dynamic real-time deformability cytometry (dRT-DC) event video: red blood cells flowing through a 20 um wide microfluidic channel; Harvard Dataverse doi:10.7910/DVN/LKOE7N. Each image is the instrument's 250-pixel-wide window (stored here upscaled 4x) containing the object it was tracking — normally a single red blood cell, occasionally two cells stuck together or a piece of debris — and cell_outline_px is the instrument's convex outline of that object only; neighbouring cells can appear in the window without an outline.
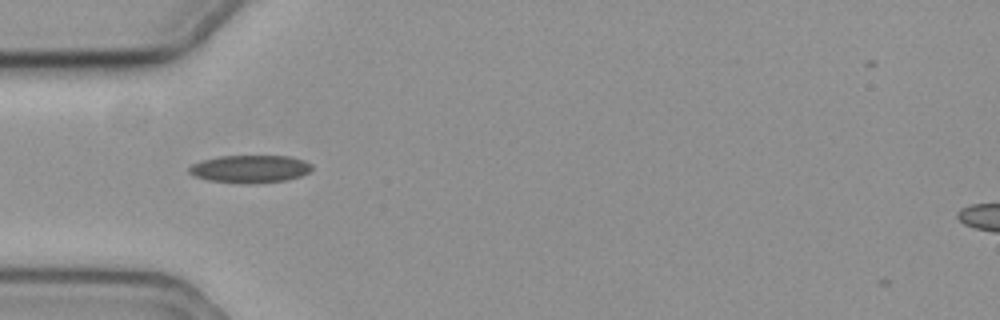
{"species": "common noctule bat (a hibernating species)", "species_latin": "Nyctalus noctula", "temperature_condition": "cold", "stored_images_in_passage": 37, "camera_frame_rate_fps": 3000, "um_per_image_px": 0.085, "animal": {"sex": "female", "body_mass_g": 19.3, "forearm_length_mm": 54.1}, "frame": {"image": 1, "passage_image": 2, "time_ms": 0.333, "image_size_px": [1000, 320], "cell_outline_px": [[312, 168], [308, 172], [300, 176], [284, 180], [252, 184], [244, 184], [208, 180], [196, 176], [188, 172], [188, 168], [192, 164], [200, 160], [220, 156], [288, 156], [304, 160], [312, 164]], "centroid_in_image_um": [21.23, 14.36], "position_along_channel_um": 63.8, "area_um2": 19.83}}
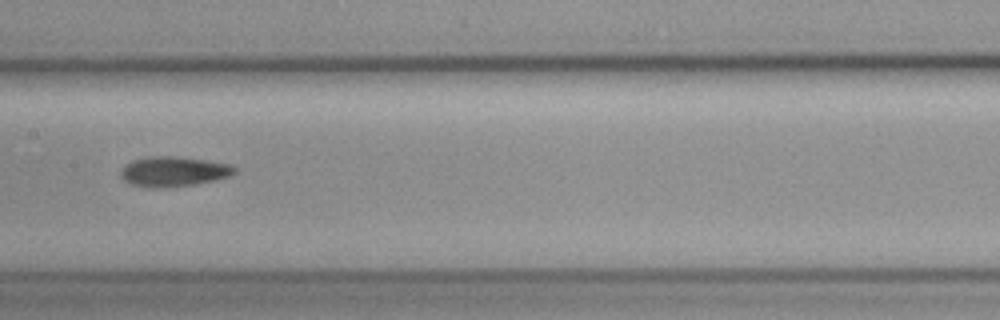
{"frame": {"image": 2, "passage_image": 13, "time_ms": 4.0, "image_size_px": [1000, 320], "cell_outline_px": [[236, 172], [232, 176], [216, 180], [192, 184], [160, 188], [144, 188], [132, 184], [124, 180], [120, 176], [120, 172], [124, 164], [132, 160], [148, 156], [180, 156], [232, 164], [236, 168]], "centroid_in_image_um": [14.75, 14.57], "position_along_channel_um": 192.6, "area_um2": 20.23}}
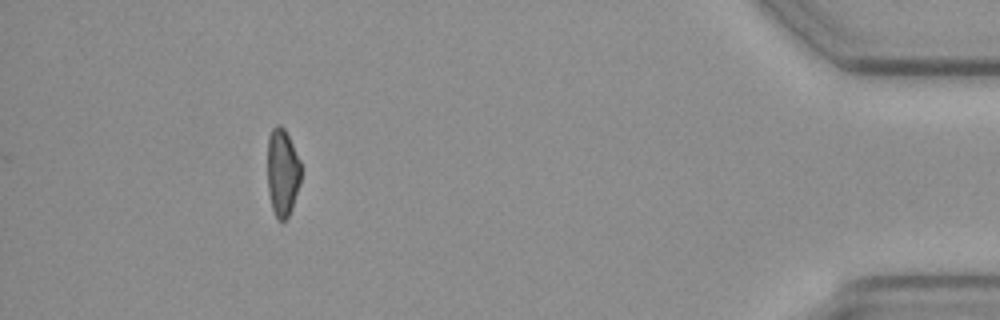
{"frame": {"image": 3, "passage_image": 37, "time_ms": 12.0, "image_size_px": [1000, 320], "cell_outline_px": [[300, 184], [292, 208], [288, 216], [284, 220], [276, 220], [272, 208], [268, 192], [268, 136], [272, 128], [276, 124], [280, 124], [284, 128], [300, 160]], "centroid_in_image_um": [24.0, 14.66], "position_along_channel_um": 411.2, "area_um2": 17.11}, "authors_computed_cell_mechanics": {"area_um2": 19.1896, "velocity_mm_per_s": 3.5394, "shape_relaxation_time_tau1_ms": 7.5106, "shape_relaxation_time_tau2_ms": 5.515, "deformation_change_tau1": 0.1619, "deformation_change_tau2": 0.1294}}